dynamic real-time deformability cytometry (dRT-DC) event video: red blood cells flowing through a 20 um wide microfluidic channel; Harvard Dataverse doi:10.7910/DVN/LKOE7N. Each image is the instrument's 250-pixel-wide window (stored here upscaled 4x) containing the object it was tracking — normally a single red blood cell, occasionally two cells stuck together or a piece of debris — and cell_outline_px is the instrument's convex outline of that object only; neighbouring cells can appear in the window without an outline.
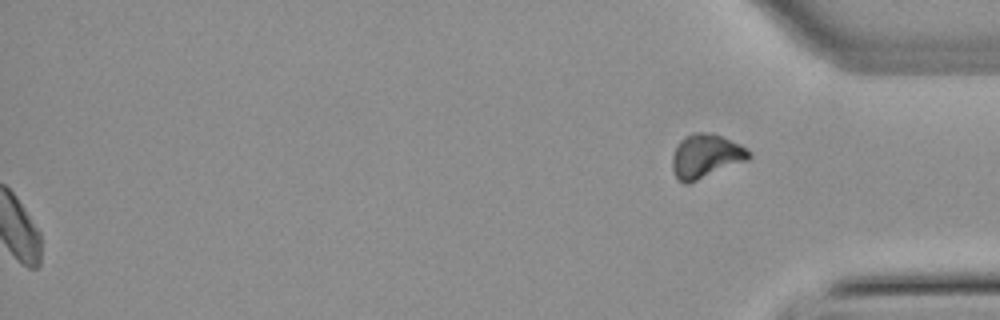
{"species": "common noctule bat (a hibernating species)", "species_latin": "Nyctalus noctula", "temperature_condition": "warm", "stored_images_in_passage": 54, "segment_of_instrument_passage": [2, 2], "camera_frame_rate_fps": 3000, "um_per_image_px": 0.085, "animal": {"sex": "male", "body_mass_g": 21.5, "forearm_length_mm": 52.0}, "frame": {"image": 1, "passage_image": 54, "time_ms": 17.667, "image_size_px": [1000, 320], "cell_outline_px": [[752, 156], [748, 160], [688, 184], [684, 184], [676, 176], [672, 168], [672, 156], [680, 140], [692, 132], [712, 132], [740, 144], [752, 152]], "centroid_in_image_um": [60.01, 13.26], "position_along_channel_um": 375.2, "area_um2": 19.65}}